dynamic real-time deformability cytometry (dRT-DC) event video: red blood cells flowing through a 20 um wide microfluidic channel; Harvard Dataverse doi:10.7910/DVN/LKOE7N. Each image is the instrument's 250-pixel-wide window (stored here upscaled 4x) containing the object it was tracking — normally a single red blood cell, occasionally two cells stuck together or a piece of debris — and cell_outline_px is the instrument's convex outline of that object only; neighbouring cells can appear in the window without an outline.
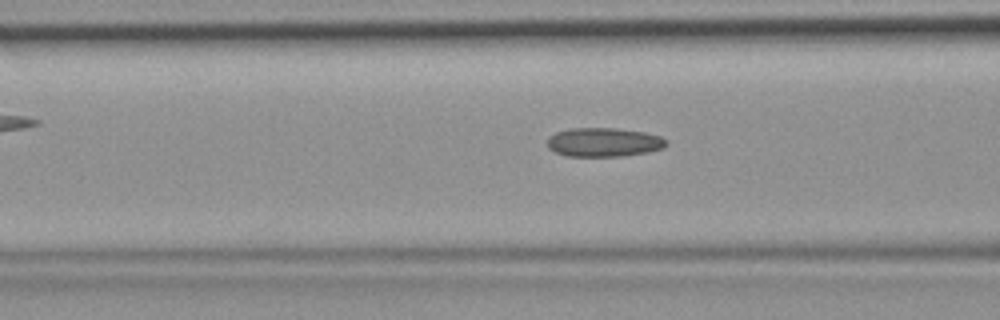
{"species": "common noctule bat (a hibernating species)", "species_latin": "Nyctalus noctula", "temperature_condition": "room temperature", "stored_images_in_passage": 48, "camera_frame_rate_fps": 3000, "um_per_image_px": 0.085, "animal": {"sex": "female", "body_mass_g": 19.9}, "frame": {"image": 1, "passage_image": 19, "time_ms": 6.0, "image_size_px": [1000, 320], "cell_outline_px": [[668, 144], [664, 148], [648, 152], [620, 156], [564, 156], [548, 148], [548, 136], [556, 132], [572, 128], [616, 128], [644, 132], [660, 136], [668, 140]], "centroid_in_image_um": [51.33, 12.09], "position_along_channel_um": 115.3, "area_um2": 20.17}}
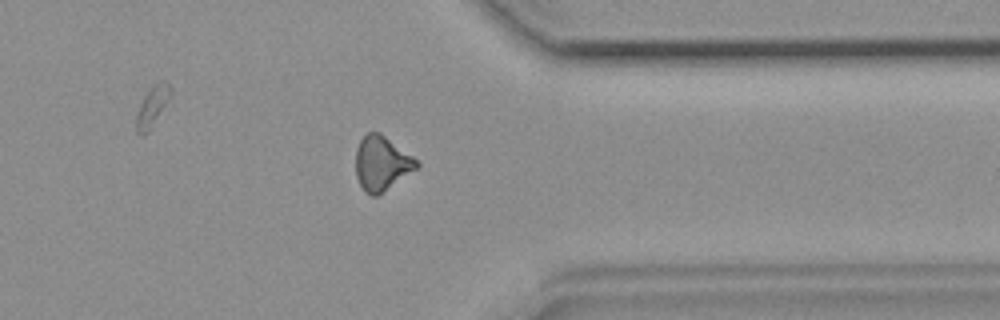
{"frame": {"image": 2, "passage_image": 38, "time_ms": 12.333, "image_size_px": [1000, 320], "cell_outline_px": [[420, 164], [416, 168], [376, 196], [372, 196], [364, 192], [356, 176], [356, 148], [360, 140], [368, 132], [380, 132], [412, 156]], "centroid_in_image_um": [32.4, 13.87], "position_along_channel_um": 379.0, "area_um2": 18.9}}
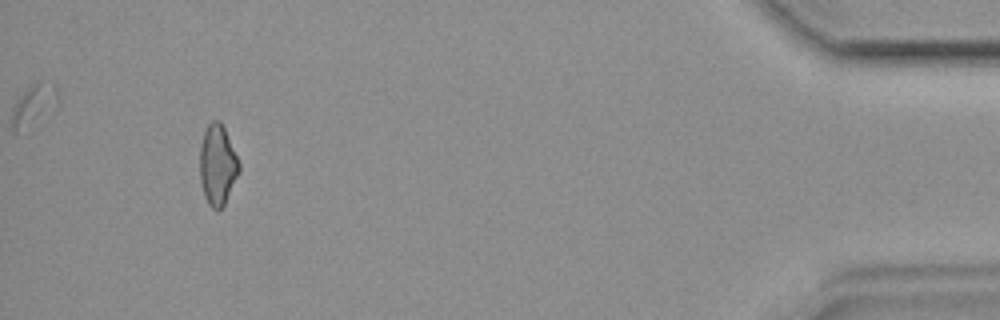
{"frame": {"image": 3, "passage_image": 45, "time_ms": 14.667, "image_size_px": [1000, 320], "cell_outline_px": [[240, 172], [224, 204], [220, 208], [212, 208], [208, 204], [204, 196], [200, 180], [200, 144], [204, 132], [208, 124], [212, 120], [220, 120], [224, 128], [240, 164]], "centroid_in_image_um": [18.48, 14.01], "position_along_channel_um": 416.7, "area_um2": 18.26}}